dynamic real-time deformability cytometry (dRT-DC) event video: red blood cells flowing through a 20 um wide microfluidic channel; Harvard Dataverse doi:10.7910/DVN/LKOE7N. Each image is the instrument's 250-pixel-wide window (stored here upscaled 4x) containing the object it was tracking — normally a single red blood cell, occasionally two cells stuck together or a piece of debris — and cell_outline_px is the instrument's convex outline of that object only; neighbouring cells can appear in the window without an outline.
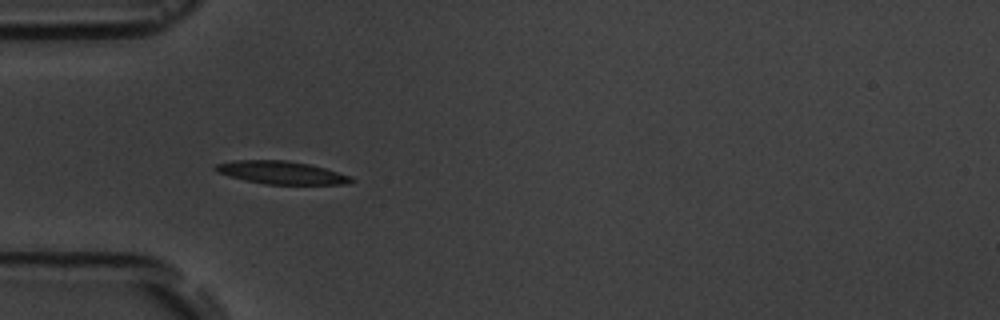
{"species": "common noctule bat (a hibernating species)", "species_latin": "Nyctalus noctula", "temperature_condition": "room temperature", "stored_images_in_passage": 4, "camera_frame_rate_fps": 3000, "um_per_image_px": 0.085, "animal": {"sex": "male", "body_mass_g": 19.5, "forearm_length_mm": 54.6}, "frame": {"image": 1, "passage_image": 4, "time_ms": 3.667, "image_size_px": [1000, 320], "cell_outline_px": [[356, 180], [348, 184], [264, 184], [244, 180], [228, 176], [216, 172], [212, 168], [216, 164], [236, 160], [284, 160], [308, 164], [324, 168], [352, 176]], "centroid_in_image_um": [23.9, 14.67], "position_along_channel_um": 61.1, "area_um2": 18.15}}